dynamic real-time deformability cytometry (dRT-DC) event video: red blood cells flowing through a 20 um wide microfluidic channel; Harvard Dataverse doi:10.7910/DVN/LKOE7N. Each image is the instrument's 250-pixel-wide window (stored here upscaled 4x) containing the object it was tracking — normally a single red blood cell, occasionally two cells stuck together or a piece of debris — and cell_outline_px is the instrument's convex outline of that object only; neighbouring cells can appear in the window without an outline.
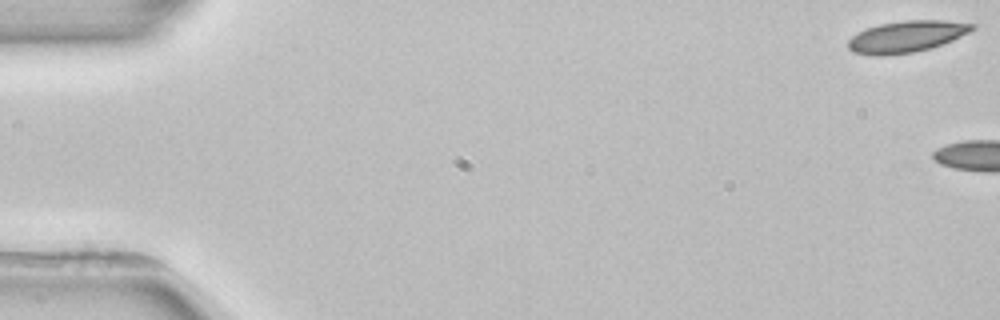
{"species": "common noctule bat (a hibernating species)", "species_latin": "Nyctalus noctula", "temperature_condition": "room temperature", "stored_images_in_passage": 6, "camera_frame_rate_fps": 3000, "um_per_image_px": 0.085, "animal": {"sex": "female", "body_mass_g": 22.7, "forearm_length_mm": 54.2}, "frame": {"image": 1, "passage_image": 1, "time_ms": 0.0, "image_size_px": [1000, 320], "cell_outline_px": [[980, 24], [976, 28], [952, 40], [928, 48], [912, 52], [884, 56], [872, 56], [852, 52], [848, 48], [848, 40], [852, 36], [868, 28], [880, 24], [904, 20], [944, 20]], "centroid_in_image_um": [77.06, 3.1], "position_along_channel_um": 7.9, "area_um2": 22.72}}
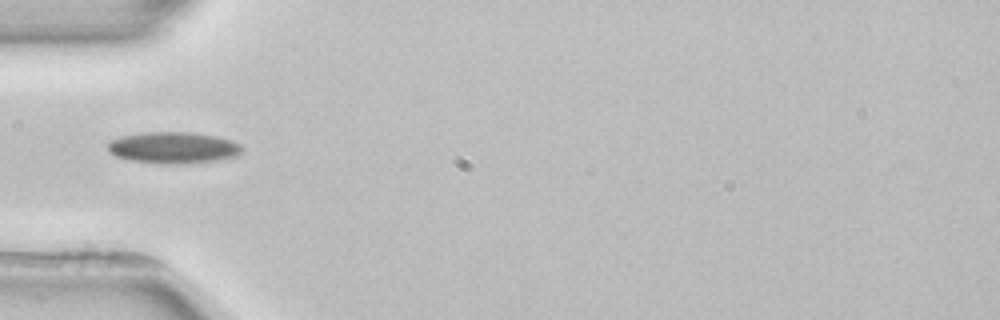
{"frame": {"image": 2, "passage_image": 6, "time_ms": 6.667, "image_size_px": [1000, 320], "cell_outline_px": [[244, 148], [236, 156], [216, 160], [184, 164], [160, 164], [128, 160], [116, 156], [108, 152], [108, 140], [120, 136], [144, 132], [192, 132], [216, 136], [232, 140], [240, 144]], "centroid_in_image_um": [14.7, 12.55], "position_along_channel_um": 70.3, "area_um2": 24.97}}